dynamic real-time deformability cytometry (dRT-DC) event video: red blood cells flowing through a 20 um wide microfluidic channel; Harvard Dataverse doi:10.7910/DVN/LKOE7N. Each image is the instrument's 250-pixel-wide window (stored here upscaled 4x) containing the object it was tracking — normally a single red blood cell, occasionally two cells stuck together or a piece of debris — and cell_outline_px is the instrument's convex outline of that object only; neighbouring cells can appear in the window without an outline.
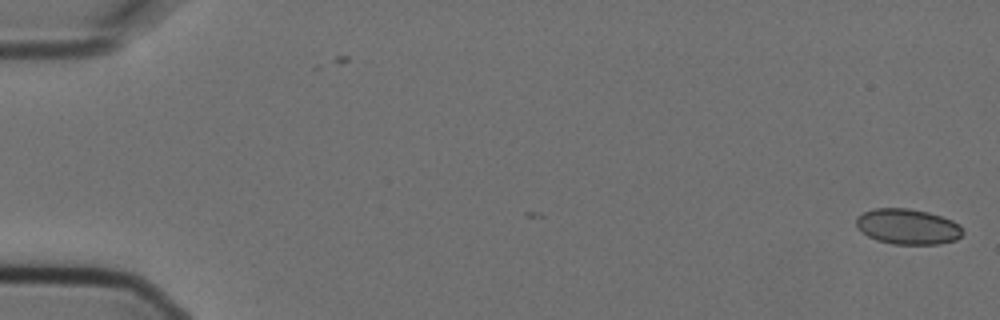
{"species": "Egyptian fruit bat (a non-hibernating species)", "species_latin": "Rousettus aegyptiacus", "temperature_condition": "cold", "stored_images_in_passage": 7, "camera_frame_rate_fps": 3000, "um_per_image_px": 0.085, "animal": {"sex": "female"}, "frame": {"image": 1, "passage_image": 1, "time_ms": 0.0, "image_size_px": [1000, 320], "cell_outline_px": [[964, 232], [956, 240], [940, 244], [892, 244], [876, 240], [868, 236], [856, 224], [856, 220], [864, 212], [876, 208], [908, 208], [928, 212], [952, 220], [960, 224]], "centroid_in_image_um": [77.2, 19.27], "position_along_channel_um": 7.8, "area_um2": 21.91}}
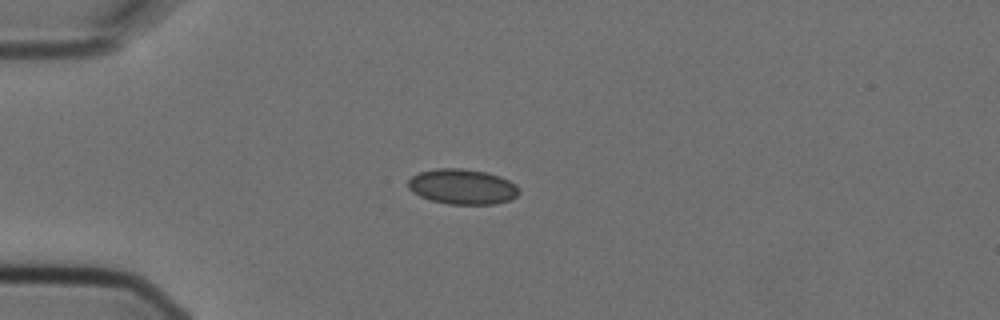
{"frame": {"image": 2, "passage_image": 5, "time_ms": 1.333, "image_size_px": [1000, 320], "cell_outline_px": [[520, 192], [512, 200], [496, 204], [448, 204], [432, 200], [420, 196], [412, 192], [408, 188], [408, 180], [412, 176], [420, 172], [436, 168], [460, 168], [484, 172], [500, 176], [516, 184], [520, 188]], "centroid_in_image_um": [39.32, 15.87], "position_along_channel_um": 45.7, "area_um2": 22.89}}